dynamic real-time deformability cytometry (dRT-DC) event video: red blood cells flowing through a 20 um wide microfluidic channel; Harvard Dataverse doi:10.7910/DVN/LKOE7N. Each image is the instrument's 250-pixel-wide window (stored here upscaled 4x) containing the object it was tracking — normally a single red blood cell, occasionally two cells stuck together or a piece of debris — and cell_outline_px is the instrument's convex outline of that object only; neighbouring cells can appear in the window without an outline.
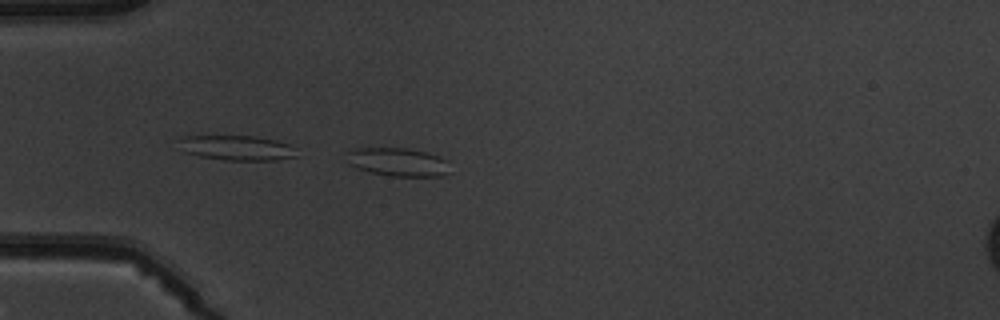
{"species": "common noctule bat (a hibernating species)", "species_latin": "Nyctalus noctula", "temperature_condition": "warm", "stored_images_in_passage": 4, "camera_frame_rate_fps": 3000, "um_per_image_px": 0.085, "animal": {"sex": "male", "body_mass_g": 19.5, "forearm_length_mm": 54.6}, "frame": {"image": 1, "passage_image": 4, "time_ms": 3.667, "image_size_px": [1000, 320], "cell_outline_px": [[448, 172], [440, 176], [392, 176], [368, 172], [356, 168], [348, 164], [344, 152], [352, 148], [408, 148], [440, 156], [448, 160]], "centroid_in_image_um": [33.75, 13.76], "position_along_channel_um": 51.3, "area_um2": 17.34}}